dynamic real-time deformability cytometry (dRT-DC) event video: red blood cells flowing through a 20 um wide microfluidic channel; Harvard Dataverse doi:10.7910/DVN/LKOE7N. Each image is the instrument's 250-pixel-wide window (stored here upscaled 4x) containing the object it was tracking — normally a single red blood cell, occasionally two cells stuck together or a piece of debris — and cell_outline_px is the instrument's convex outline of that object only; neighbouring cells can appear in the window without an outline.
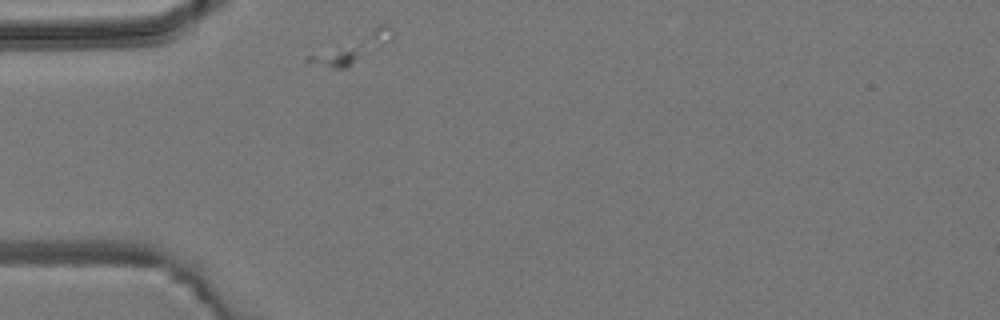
{"species": "common noctule bat (a hibernating species)", "species_latin": "Nyctalus noctula", "temperature_condition": "room temperature", "stored_images_in_passage": 1, "camera_frame_rate_fps": 3000, "um_per_image_px": 0.085, "animal": {"sex": "male", "body_mass_g": 19.2, "forearm_length_mm": 51.8}, "frame": {"image": 1, "passage_image": 1, "time_ms": 0.0, "image_size_px": [1000, 320], "cell_outline_px": [[392, 36], [348, 68], [332, 68], [304, 64], [304, 56], [312, 44], [380, 24], [388, 24]], "centroid_in_image_um": [29.49, 4.05], "position_along_channel_um": 55.5, "area_um2": 15.9}}